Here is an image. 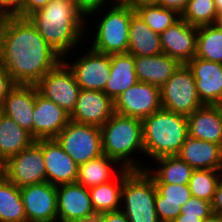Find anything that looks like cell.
Here are the masks:
<instances>
[{
  "mask_svg": "<svg viewBox=\"0 0 222 222\" xmlns=\"http://www.w3.org/2000/svg\"><path fill=\"white\" fill-rule=\"evenodd\" d=\"M62 60L28 18L12 16L0 49V62L16 84L35 85Z\"/></svg>",
  "mask_w": 222,
  "mask_h": 222,
  "instance_id": "obj_1",
  "label": "cell"
},
{
  "mask_svg": "<svg viewBox=\"0 0 222 222\" xmlns=\"http://www.w3.org/2000/svg\"><path fill=\"white\" fill-rule=\"evenodd\" d=\"M27 18L63 59L85 34L84 14L73 0H51Z\"/></svg>",
  "mask_w": 222,
  "mask_h": 222,
  "instance_id": "obj_2",
  "label": "cell"
},
{
  "mask_svg": "<svg viewBox=\"0 0 222 222\" xmlns=\"http://www.w3.org/2000/svg\"><path fill=\"white\" fill-rule=\"evenodd\" d=\"M141 121L144 154L152 159L177 155L189 136L187 116L163 108Z\"/></svg>",
  "mask_w": 222,
  "mask_h": 222,
  "instance_id": "obj_3",
  "label": "cell"
},
{
  "mask_svg": "<svg viewBox=\"0 0 222 222\" xmlns=\"http://www.w3.org/2000/svg\"><path fill=\"white\" fill-rule=\"evenodd\" d=\"M100 129L104 155L122 162L120 164L125 169L145 170L135 158H129L137 150L144 153L141 119L114 113Z\"/></svg>",
  "mask_w": 222,
  "mask_h": 222,
  "instance_id": "obj_4",
  "label": "cell"
},
{
  "mask_svg": "<svg viewBox=\"0 0 222 222\" xmlns=\"http://www.w3.org/2000/svg\"><path fill=\"white\" fill-rule=\"evenodd\" d=\"M156 192L153 179L144 170L124 168L121 200L125 206L121 205V210L129 222H160L155 208Z\"/></svg>",
  "mask_w": 222,
  "mask_h": 222,
  "instance_id": "obj_5",
  "label": "cell"
},
{
  "mask_svg": "<svg viewBox=\"0 0 222 222\" xmlns=\"http://www.w3.org/2000/svg\"><path fill=\"white\" fill-rule=\"evenodd\" d=\"M115 3L98 23L95 39L90 46L93 50L107 55L128 52L129 27L132 16L135 14L131 4L121 0Z\"/></svg>",
  "mask_w": 222,
  "mask_h": 222,
  "instance_id": "obj_6",
  "label": "cell"
},
{
  "mask_svg": "<svg viewBox=\"0 0 222 222\" xmlns=\"http://www.w3.org/2000/svg\"><path fill=\"white\" fill-rule=\"evenodd\" d=\"M55 139L78 166L103 155L100 127L70 120Z\"/></svg>",
  "mask_w": 222,
  "mask_h": 222,
  "instance_id": "obj_7",
  "label": "cell"
},
{
  "mask_svg": "<svg viewBox=\"0 0 222 222\" xmlns=\"http://www.w3.org/2000/svg\"><path fill=\"white\" fill-rule=\"evenodd\" d=\"M162 108L188 116L203 106L198 98L192 71L183 64L160 88Z\"/></svg>",
  "mask_w": 222,
  "mask_h": 222,
  "instance_id": "obj_8",
  "label": "cell"
},
{
  "mask_svg": "<svg viewBox=\"0 0 222 222\" xmlns=\"http://www.w3.org/2000/svg\"><path fill=\"white\" fill-rule=\"evenodd\" d=\"M4 176L17 187L47 182L43 159V139L11 157L3 164Z\"/></svg>",
  "mask_w": 222,
  "mask_h": 222,
  "instance_id": "obj_9",
  "label": "cell"
},
{
  "mask_svg": "<svg viewBox=\"0 0 222 222\" xmlns=\"http://www.w3.org/2000/svg\"><path fill=\"white\" fill-rule=\"evenodd\" d=\"M64 60L49 70L35 85L42 96L53 101L71 115L81 88Z\"/></svg>",
  "mask_w": 222,
  "mask_h": 222,
  "instance_id": "obj_10",
  "label": "cell"
},
{
  "mask_svg": "<svg viewBox=\"0 0 222 222\" xmlns=\"http://www.w3.org/2000/svg\"><path fill=\"white\" fill-rule=\"evenodd\" d=\"M162 108L160 87L138 82L114 100V113L144 119Z\"/></svg>",
  "mask_w": 222,
  "mask_h": 222,
  "instance_id": "obj_11",
  "label": "cell"
},
{
  "mask_svg": "<svg viewBox=\"0 0 222 222\" xmlns=\"http://www.w3.org/2000/svg\"><path fill=\"white\" fill-rule=\"evenodd\" d=\"M90 49L74 63L64 62L73 72L81 89L103 92L110 78V55Z\"/></svg>",
  "mask_w": 222,
  "mask_h": 222,
  "instance_id": "obj_12",
  "label": "cell"
},
{
  "mask_svg": "<svg viewBox=\"0 0 222 222\" xmlns=\"http://www.w3.org/2000/svg\"><path fill=\"white\" fill-rule=\"evenodd\" d=\"M27 222H56L57 186L49 182L20 188Z\"/></svg>",
  "mask_w": 222,
  "mask_h": 222,
  "instance_id": "obj_13",
  "label": "cell"
},
{
  "mask_svg": "<svg viewBox=\"0 0 222 222\" xmlns=\"http://www.w3.org/2000/svg\"><path fill=\"white\" fill-rule=\"evenodd\" d=\"M114 114V101L102 91L81 89L70 120L102 127Z\"/></svg>",
  "mask_w": 222,
  "mask_h": 222,
  "instance_id": "obj_14",
  "label": "cell"
},
{
  "mask_svg": "<svg viewBox=\"0 0 222 222\" xmlns=\"http://www.w3.org/2000/svg\"><path fill=\"white\" fill-rule=\"evenodd\" d=\"M160 35L163 53L178 60L182 65L196 54L197 27L180 18Z\"/></svg>",
  "mask_w": 222,
  "mask_h": 222,
  "instance_id": "obj_15",
  "label": "cell"
},
{
  "mask_svg": "<svg viewBox=\"0 0 222 222\" xmlns=\"http://www.w3.org/2000/svg\"><path fill=\"white\" fill-rule=\"evenodd\" d=\"M186 65L193 73L201 103L217 105L222 99V64L194 57Z\"/></svg>",
  "mask_w": 222,
  "mask_h": 222,
  "instance_id": "obj_16",
  "label": "cell"
},
{
  "mask_svg": "<svg viewBox=\"0 0 222 222\" xmlns=\"http://www.w3.org/2000/svg\"><path fill=\"white\" fill-rule=\"evenodd\" d=\"M70 115L53 101L42 96L37 89L33 112V138L55 139L67 126Z\"/></svg>",
  "mask_w": 222,
  "mask_h": 222,
  "instance_id": "obj_17",
  "label": "cell"
},
{
  "mask_svg": "<svg viewBox=\"0 0 222 222\" xmlns=\"http://www.w3.org/2000/svg\"><path fill=\"white\" fill-rule=\"evenodd\" d=\"M43 159L47 182L54 186L76 183L78 165L56 139H43Z\"/></svg>",
  "mask_w": 222,
  "mask_h": 222,
  "instance_id": "obj_18",
  "label": "cell"
},
{
  "mask_svg": "<svg viewBox=\"0 0 222 222\" xmlns=\"http://www.w3.org/2000/svg\"><path fill=\"white\" fill-rule=\"evenodd\" d=\"M37 86L17 84L6 96L1 108L3 114L14 120L33 136V112Z\"/></svg>",
  "mask_w": 222,
  "mask_h": 222,
  "instance_id": "obj_19",
  "label": "cell"
},
{
  "mask_svg": "<svg viewBox=\"0 0 222 222\" xmlns=\"http://www.w3.org/2000/svg\"><path fill=\"white\" fill-rule=\"evenodd\" d=\"M94 211L88 188L77 183L57 186L58 222H71Z\"/></svg>",
  "mask_w": 222,
  "mask_h": 222,
  "instance_id": "obj_20",
  "label": "cell"
},
{
  "mask_svg": "<svg viewBox=\"0 0 222 222\" xmlns=\"http://www.w3.org/2000/svg\"><path fill=\"white\" fill-rule=\"evenodd\" d=\"M177 156L194 170H222L221 145L188 136Z\"/></svg>",
  "mask_w": 222,
  "mask_h": 222,
  "instance_id": "obj_21",
  "label": "cell"
},
{
  "mask_svg": "<svg viewBox=\"0 0 222 222\" xmlns=\"http://www.w3.org/2000/svg\"><path fill=\"white\" fill-rule=\"evenodd\" d=\"M189 136L222 146V113L217 105H203L187 116Z\"/></svg>",
  "mask_w": 222,
  "mask_h": 222,
  "instance_id": "obj_22",
  "label": "cell"
},
{
  "mask_svg": "<svg viewBox=\"0 0 222 222\" xmlns=\"http://www.w3.org/2000/svg\"><path fill=\"white\" fill-rule=\"evenodd\" d=\"M135 71L139 82L162 87L182 65L165 53L154 56H134Z\"/></svg>",
  "mask_w": 222,
  "mask_h": 222,
  "instance_id": "obj_23",
  "label": "cell"
},
{
  "mask_svg": "<svg viewBox=\"0 0 222 222\" xmlns=\"http://www.w3.org/2000/svg\"><path fill=\"white\" fill-rule=\"evenodd\" d=\"M157 189L155 208L160 222H172L180 213L181 206L191 198L189 184L154 183Z\"/></svg>",
  "mask_w": 222,
  "mask_h": 222,
  "instance_id": "obj_24",
  "label": "cell"
},
{
  "mask_svg": "<svg viewBox=\"0 0 222 222\" xmlns=\"http://www.w3.org/2000/svg\"><path fill=\"white\" fill-rule=\"evenodd\" d=\"M110 78L104 93L113 101L127 89L138 83L134 56L128 53L110 55Z\"/></svg>",
  "mask_w": 222,
  "mask_h": 222,
  "instance_id": "obj_25",
  "label": "cell"
},
{
  "mask_svg": "<svg viewBox=\"0 0 222 222\" xmlns=\"http://www.w3.org/2000/svg\"><path fill=\"white\" fill-rule=\"evenodd\" d=\"M36 140L31 133L21 128L14 120L3 114L0 121V162L31 146Z\"/></svg>",
  "mask_w": 222,
  "mask_h": 222,
  "instance_id": "obj_26",
  "label": "cell"
},
{
  "mask_svg": "<svg viewBox=\"0 0 222 222\" xmlns=\"http://www.w3.org/2000/svg\"><path fill=\"white\" fill-rule=\"evenodd\" d=\"M128 54L133 56H154L163 53L160 35L154 32L136 13L129 27Z\"/></svg>",
  "mask_w": 222,
  "mask_h": 222,
  "instance_id": "obj_27",
  "label": "cell"
},
{
  "mask_svg": "<svg viewBox=\"0 0 222 222\" xmlns=\"http://www.w3.org/2000/svg\"><path fill=\"white\" fill-rule=\"evenodd\" d=\"M159 167L156 170H144L154 183L189 184L194 169L177 155L163 156L155 159Z\"/></svg>",
  "mask_w": 222,
  "mask_h": 222,
  "instance_id": "obj_28",
  "label": "cell"
},
{
  "mask_svg": "<svg viewBox=\"0 0 222 222\" xmlns=\"http://www.w3.org/2000/svg\"><path fill=\"white\" fill-rule=\"evenodd\" d=\"M117 173L118 180L114 183L113 181H109L88 188L95 211H103L106 213L121 209V190L124 182V168L120 166Z\"/></svg>",
  "mask_w": 222,
  "mask_h": 222,
  "instance_id": "obj_29",
  "label": "cell"
},
{
  "mask_svg": "<svg viewBox=\"0 0 222 222\" xmlns=\"http://www.w3.org/2000/svg\"><path fill=\"white\" fill-rule=\"evenodd\" d=\"M0 222H27L20 188L4 175L0 178Z\"/></svg>",
  "mask_w": 222,
  "mask_h": 222,
  "instance_id": "obj_30",
  "label": "cell"
},
{
  "mask_svg": "<svg viewBox=\"0 0 222 222\" xmlns=\"http://www.w3.org/2000/svg\"><path fill=\"white\" fill-rule=\"evenodd\" d=\"M118 162L107 155H101L78 166L76 183L86 188L112 181V164Z\"/></svg>",
  "mask_w": 222,
  "mask_h": 222,
  "instance_id": "obj_31",
  "label": "cell"
},
{
  "mask_svg": "<svg viewBox=\"0 0 222 222\" xmlns=\"http://www.w3.org/2000/svg\"><path fill=\"white\" fill-rule=\"evenodd\" d=\"M195 57L222 64V29L215 24L197 27Z\"/></svg>",
  "mask_w": 222,
  "mask_h": 222,
  "instance_id": "obj_32",
  "label": "cell"
},
{
  "mask_svg": "<svg viewBox=\"0 0 222 222\" xmlns=\"http://www.w3.org/2000/svg\"><path fill=\"white\" fill-rule=\"evenodd\" d=\"M133 7L135 13L158 34L180 19V14L175 10L164 8L158 3H144Z\"/></svg>",
  "mask_w": 222,
  "mask_h": 222,
  "instance_id": "obj_33",
  "label": "cell"
},
{
  "mask_svg": "<svg viewBox=\"0 0 222 222\" xmlns=\"http://www.w3.org/2000/svg\"><path fill=\"white\" fill-rule=\"evenodd\" d=\"M221 180L222 170H194L189 180L191 195L193 197L211 202L216 188Z\"/></svg>",
  "mask_w": 222,
  "mask_h": 222,
  "instance_id": "obj_34",
  "label": "cell"
},
{
  "mask_svg": "<svg viewBox=\"0 0 222 222\" xmlns=\"http://www.w3.org/2000/svg\"><path fill=\"white\" fill-rule=\"evenodd\" d=\"M218 11L214 0H188L180 18L192 26L213 25Z\"/></svg>",
  "mask_w": 222,
  "mask_h": 222,
  "instance_id": "obj_35",
  "label": "cell"
},
{
  "mask_svg": "<svg viewBox=\"0 0 222 222\" xmlns=\"http://www.w3.org/2000/svg\"><path fill=\"white\" fill-rule=\"evenodd\" d=\"M181 213L186 216H200L205 220L213 214L211 202L191 196V198L181 206Z\"/></svg>",
  "mask_w": 222,
  "mask_h": 222,
  "instance_id": "obj_36",
  "label": "cell"
},
{
  "mask_svg": "<svg viewBox=\"0 0 222 222\" xmlns=\"http://www.w3.org/2000/svg\"><path fill=\"white\" fill-rule=\"evenodd\" d=\"M17 84L0 62V106L6 96Z\"/></svg>",
  "mask_w": 222,
  "mask_h": 222,
  "instance_id": "obj_37",
  "label": "cell"
},
{
  "mask_svg": "<svg viewBox=\"0 0 222 222\" xmlns=\"http://www.w3.org/2000/svg\"><path fill=\"white\" fill-rule=\"evenodd\" d=\"M76 7L85 15H95L96 11L103 7L108 0H73ZM118 2L119 0H113Z\"/></svg>",
  "mask_w": 222,
  "mask_h": 222,
  "instance_id": "obj_38",
  "label": "cell"
},
{
  "mask_svg": "<svg viewBox=\"0 0 222 222\" xmlns=\"http://www.w3.org/2000/svg\"><path fill=\"white\" fill-rule=\"evenodd\" d=\"M49 1L51 0H23L21 11L16 16L27 18L34 11L45 7Z\"/></svg>",
  "mask_w": 222,
  "mask_h": 222,
  "instance_id": "obj_39",
  "label": "cell"
},
{
  "mask_svg": "<svg viewBox=\"0 0 222 222\" xmlns=\"http://www.w3.org/2000/svg\"><path fill=\"white\" fill-rule=\"evenodd\" d=\"M23 0H0V10L16 16L21 11Z\"/></svg>",
  "mask_w": 222,
  "mask_h": 222,
  "instance_id": "obj_40",
  "label": "cell"
},
{
  "mask_svg": "<svg viewBox=\"0 0 222 222\" xmlns=\"http://www.w3.org/2000/svg\"><path fill=\"white\" fill-rule=\"evenodd\" d=\"M188 0H159L158 4L164 8L175 10L181 15L186 7Z\"/></svg>",
  "mask_w": 222,
  "mask_h": 222,
  "instance_id": "obj_41",
  "label": "cell"
},
{
  "mask_svg": "<svg viewBox=\"0 0 222 222\" xmlns=\"http://www.w3.org/2000/svg\"><path fill=\"white\" fill-rule=\"evenodd\" d=\"M211 205L213 214L222 215V180L216 188Z\"/></svg>",
  "mask_w": 222,
  "mask_h": 222,
  "instance_id": "obj_42",
  "label": "cell"
},
{
  "mask_svg": "<svg viewBox=\"0 0 222 222\" xmlns=\"http://www.w3.org/2000/svg\"><path fill=\"white\" fill-rule=\"evenodd\" d=\"M102 222H129V220L120 209L117 211L106 212Z\"/></svg>",
  "mask_w": 222,
  "mask_h": 222,
  "instance_id": "obj_43",
  "label": "cell"
},
{
  "mask_svg": "<svg viewBox=\"0 0 222 222\" xmlns=\"http://www.w3.org/2000/svg\"><path fill=\"white\" fill-rule=\"evenodd\" d=\"M12 16H13L12 14L6 11L0 10V49H1L3 39L5 36L6 28Z\"/></svg>",
  "mask_w": 222,
  "mask_h": 222,
  "instance_id": "obj_44",
  "label": "cell"
},
{
  "mask_svg": "<svg viewBox=\"0 0 222 222\" xmlns=\"http://www.w3.org/2000/svg\"><path fill=\"white\" fill-rule=\"evenodd\" d=\"M105 212L103 211H92L82 218H76L71 222H102Z\"/></svg>",
  "mask_w": 222,
  "mask_h": 222,
  "instance_id": "obj_45",
  "label": "cell"
},
{
  "mask_svg": "<svg viewBox=\"0 0 222 222\" xmlns=\"http://www.w3.org/2000/svg\"><path fill=\"white\" fill-rule=\"evenodd\" d=\"M172 222H203L200 216H186L180 213Z\"/></svg>",
  "mask_w": 222,
  "mask_h": 222,
  "instance_id": "obj_46",
  "label": "cell"
},
{
  "mask_svg": "<svg viewBox=\"0 0 222 222\" xmlns=\"http://www.w3.org/2000/svg\"><path fill=\"white\" fill-rule=\"evenodd\" d=\"M121 1L134 6V5L144 4V3H158L159 0H121Z\"/></svg>",
  "mask_w": 222,
  "mask_h": 222,
  "instance_id": "obj_47",
  "label": "cell"
},
{
  "mask_svg": "<svg viewBox=\"0 0 222 222\" xmlns=\"http://www.w3.org/2000/svg\"><path fill=\"white\" fill-rule=\"evenodd\" d=\"M203 222H222V215L212 214L210 217L203 220Z\"/></svg>",
  "mask_w": 222,
  "mask_h": 222,
  "instance_id": "obj_48",
  "label": "cell"
},
{
  "mask_svg": "<svg viewBox=\"0 0 222 222\" xmlns=\"http://www.w3.org/2000/svg\"><path fill=\"white\" fill-rule=\"evenodd\" d=\"M215 25L222 29V13H218L217 18H216V22Z\"/></svg>",
  "mask_w": 222,
  "mask_h": 222,
  "instance_id": "obj_49",
  "label": "cell"
},
{
  "mask_svg": "<svg viewBox=\"0 0 222 222\" xmlns=\"http://www.w3.org/2000/svg\"><path fill=\"white\" fill-rule=\"evenodd\" d=\"M218 13H222V0H214Z\"/></svg>",
  "mask_w": 222,
  "mask_h": 222,
  "instance_id": "obj_50",
  "label": "cell"
},
{
  "mask_svg": "<svg viewBox=\"0 0 222 222\" xmlns=\"http://www.w3.org/2000/svg\"><path fill=\"white\" fill-rule=\"evenodd\" d=\"M3 164H0V178L3 176Z\"/></svg>",
  "mask_w": 222,
  "mask_h": 222,
  "instance_id": "obj_51",
  "label": "cell"
},
{
  "mask_svg": "<svg viewBox=\"0 0 222 222\" xmlns=\"http://www.w3.org/2000/svg\"><path fill=\"white\" fill-rule=\"evenodd\" d=\"M217 106L219 107V109L221 110V113H222V99H221L220 102L217 104Z\"/></svg>",
  "mask_w": 222,
  "mask_h": 222,
  "instance_id": "obj_52",
  "label": "cell"
},
{
  "mask_svg": "<svg viewBox=\"0 0 222 222\" xmlns=\"http://www.w3.org/2000/svg\"><path fill=\"white\" fill-rule=\"evenodd\" d=\"M2 115H3V111H2V108L0 106V121H1Z\"/></svg>",
  "mask_w": 222,
  "mask_h": 222,
  "instance_id": "obj_53",
  "label": "cell"
}]
</instances>
